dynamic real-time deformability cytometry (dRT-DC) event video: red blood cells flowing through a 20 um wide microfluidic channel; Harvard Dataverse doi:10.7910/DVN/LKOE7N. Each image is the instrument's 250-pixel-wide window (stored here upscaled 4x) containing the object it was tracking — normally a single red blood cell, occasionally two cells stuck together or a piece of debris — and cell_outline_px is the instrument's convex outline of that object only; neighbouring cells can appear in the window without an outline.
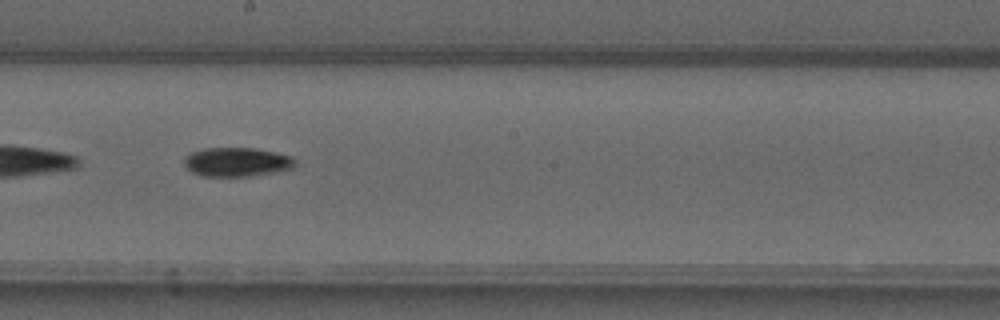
{"species": "common noctule bat (a hibernating species)", "species_latin": "Nyctalus noctula", "temperature_condition": "warm", "stored_images_in_passage": 30, "camera_frame_rate_fps": 3000, "um_per_image_px": 0.085, "animal": {"sex": "male", "forearm_length_mm": 52.5}, "frame": {"image": 1, "passage_image": 13, "time_ms": 4.0, "image_size_px": [1000, 320], "cell_outline_px": [[296, 164], [292, 168], [276, 172], [252, 176], [204, 176], [192, 172], [184, 164], [184, 156], [188, 152], [204, 148], [252, 148], [276, 152], [292, 156], [296, 160]], "centroid_in_image_um": [20.13, 13.76], "position_along_channel_um": 228.1, "area_um2": 18.96}}
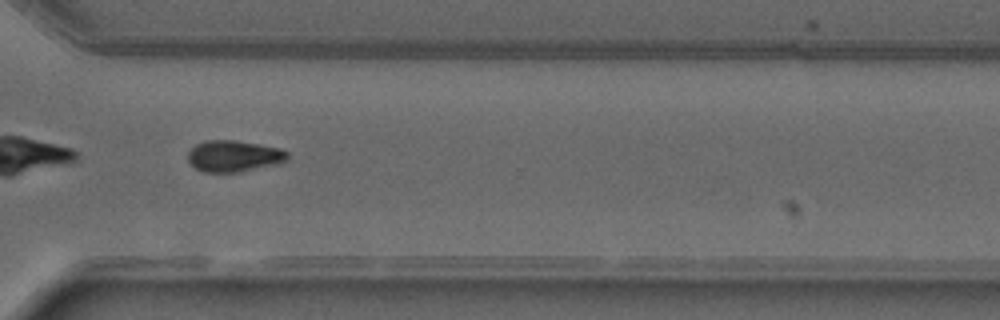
{"frame": {"image": 2, "passage_image": 22, "time_ms": 7.0, "image_size_px": [1000, 320], "cell_outline_px": [[288, 160], [276, 164], [240, 172], [204, 172], [196, 168], [188, 160], [188, 152], [196, 144], [208, 140], [232, 140], [280, 148], [288, 152]], "centroid_in_image_um": [19.88, 13.27], "position_along_channel_um": 350.7, "area_um2": 18.03}, "authors_computed_cell_mechanics": {"area_um2": 18.5538, "velocity_mm_per_s": 4.092, "shape_relaxation_time_tau1_ms": 7.4204, "shape_relaxation_time_tau2_ms": null, "deformation_change_tau1": 0.1969, "deformation_change_tau2": null}}